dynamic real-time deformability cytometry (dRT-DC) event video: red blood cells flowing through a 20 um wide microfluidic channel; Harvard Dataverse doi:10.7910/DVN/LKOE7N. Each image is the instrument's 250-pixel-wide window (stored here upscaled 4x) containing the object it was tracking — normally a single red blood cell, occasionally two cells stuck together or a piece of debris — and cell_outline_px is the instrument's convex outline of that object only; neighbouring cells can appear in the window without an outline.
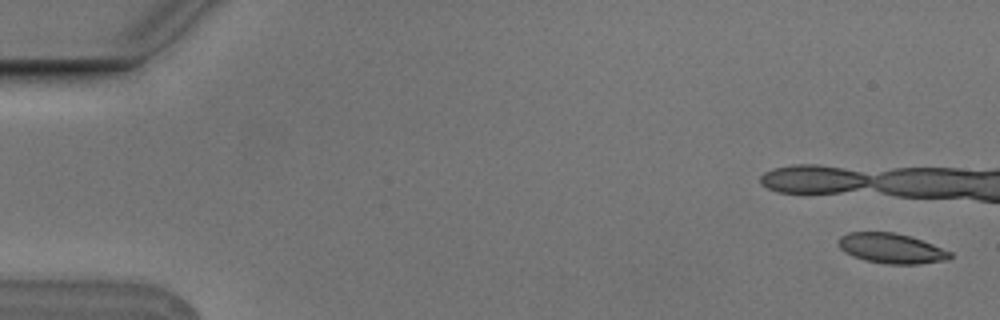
{"species": "Egyptian fruit bat (a non-hibernating species)", "species_latin": "Rousettus aegyptiacus", "temperature_condition": "cold", "stored_images_in_passage": 7, "camera_frame_rate_fps": 3000, "um_per_image_px": 0.085, "animal": {"sex": "male"}, "frame": {"image": 1, "passage_image": 1, "time_ms": 0.0, "image_size_px": [1000, 320], "cell_outline_px": [[952, 256], [948, 260], [920, 264], [888, 264], [864, 260], [852, 256], [844, 252], [836, 244], [836, 240], [840, 236], [848, 232], [892, 232], [908, 236], [932, 244], [952, 252]], "centroid_in_image_um": [75.72, 21.11], "position_along_channel_um": 9.3, "area_um2": 19.65}}